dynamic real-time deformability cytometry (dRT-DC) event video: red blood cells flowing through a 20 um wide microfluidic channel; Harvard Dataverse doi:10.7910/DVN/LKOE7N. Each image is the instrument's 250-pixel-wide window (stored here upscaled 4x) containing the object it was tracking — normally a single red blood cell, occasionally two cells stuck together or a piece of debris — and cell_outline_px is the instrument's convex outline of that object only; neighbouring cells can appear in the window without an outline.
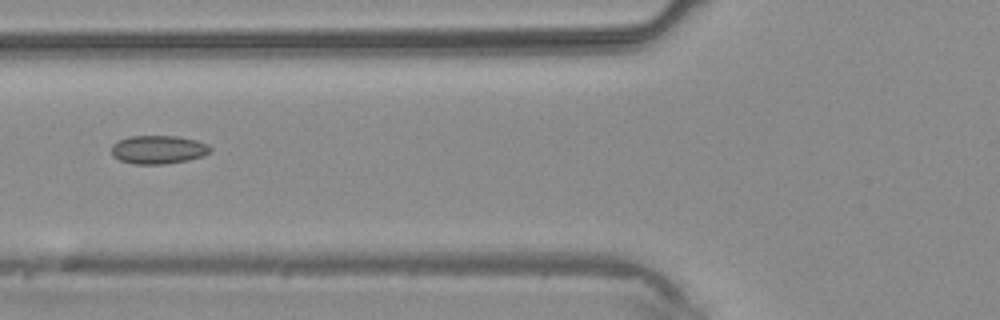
{"species": "common noctule bat (a hibernating species)", "species_latin": "Nyctalus noctula", "temperature_condition": "warm", "stored_images_in_passage": 2, "camera_frame_rate_fps": 3000, "um_per_image_px": 0.085, "animal": {"sex": "male", "body_mass_g": 20.4}, "frame": {"image": 1, "passage_image": 2, "time_ms": 1.0, "image_size_px": [1000, 320], "cell_outline_px": [[212, 152], [204, 156], [188, 160], [164, 164], [132, 164], [120, 160], [112, 156], [112, 144], [128, 136], [176, 136], [196, 140], [208, 144], [212, 148]], "centroid_in_image_um": [13.48, 12.72], "position_along_channel_um": 112.3, "area_um2": 16.53}}